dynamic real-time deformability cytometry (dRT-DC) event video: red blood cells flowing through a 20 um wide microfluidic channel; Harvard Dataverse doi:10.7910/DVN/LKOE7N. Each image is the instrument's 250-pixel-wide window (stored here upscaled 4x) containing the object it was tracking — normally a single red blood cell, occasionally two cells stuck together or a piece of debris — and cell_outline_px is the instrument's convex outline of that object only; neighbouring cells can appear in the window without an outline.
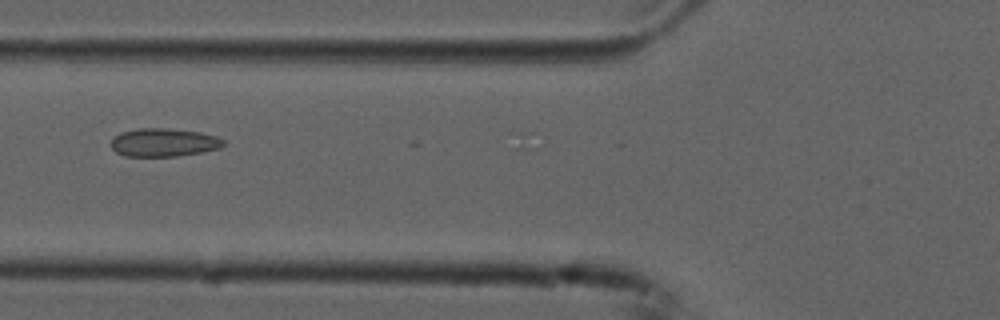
{"species": "common noctule bat (a hibernating species)", "species_latin": "Nyctalus noctula", "temperature_condition": "cold", "stored_images_in_passage": 25, "camera_frame_rate_fps": 3000, "um_per_image_px": 0.085, "animal": {"sex": "male", "forearm_length_mm": 52.5}, "frame": {"image": 1, "passage_image": 21, "time_ms": 6.667, "image_size_px": [1000, 320], "cell_outline_px": [[228, 144], [220, 148], [200, 152], [176, 156], [124, 156], [116, 152], [112, 148], [112, 140], [120, 132], [140, 128], [164, 128], [200, 132], [216, 136], [224, 140]], "centroid_in_image_um": [13.95, 12.11], "position_along_channel_um": 111.9, "area_um2": 18.44}}
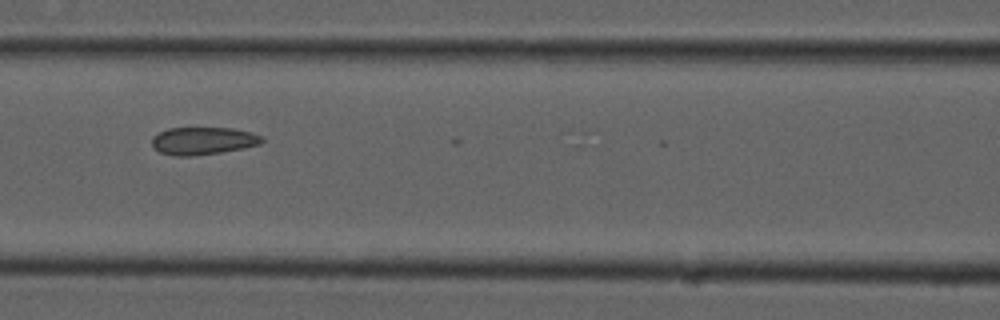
{"frame": {"image": 2, "passage_image": 24, "time_ms": 7.667, "image_size_px": [1000, 320], "cell_outline_px": [[264, 140], [260, 144], [244, 148], [220, 152], [192, 156], [176, 156], [160, 152], [152, 148], [152, 136], [168, 128], [232, 128], [252, 132], [264, 136]], "centroid_in_image_um": [17.27, 11.97], "position_along_channel_um": 149.3, "area_um2": 17.8}}